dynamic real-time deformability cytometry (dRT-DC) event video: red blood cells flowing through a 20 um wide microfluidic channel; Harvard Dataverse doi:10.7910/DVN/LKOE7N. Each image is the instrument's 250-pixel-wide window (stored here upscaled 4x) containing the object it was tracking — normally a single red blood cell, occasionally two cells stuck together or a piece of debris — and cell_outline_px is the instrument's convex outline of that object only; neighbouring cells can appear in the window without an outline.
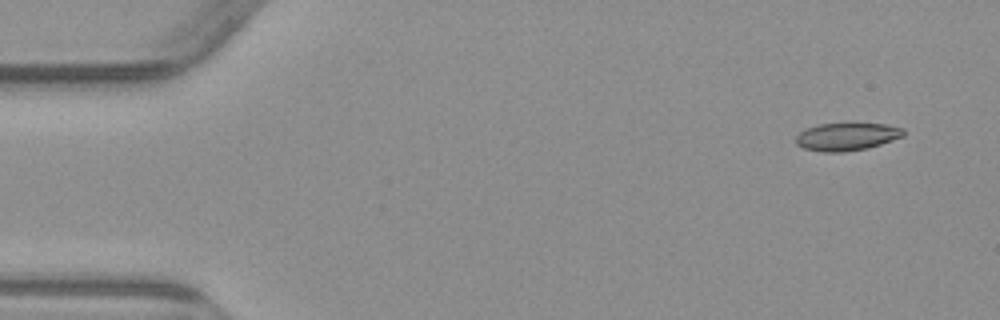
{"species": "common noctule bat (a hibernating species)", "species_latin": "Nyctalus noctula", "temperature_condition": "warm", "stored_images_in_passage": 6, "camera_frame_rate_fps": 3000, "um_per_image_px": 0.085, "animal": {"sex": "male", "body_mass_g": 23.1, "forearm_length_mm": 52.7}, "frame": {"image": 1, "passage_image": 1, "time_ms": 0.0, "image_size_px": [1000, 320], "cell_outline_px": [[904, 136], [868, 148], [844, 152], [824, 152], [804, 148], [796, 144], [796, 136], [800, 132], [808, 128], [820, 124], [884, 124], [904, 128]], "centroid_in_image_um": [71.98, 11.62], "position_along_channel_um": 13.0, "area_um2": 17.17}}
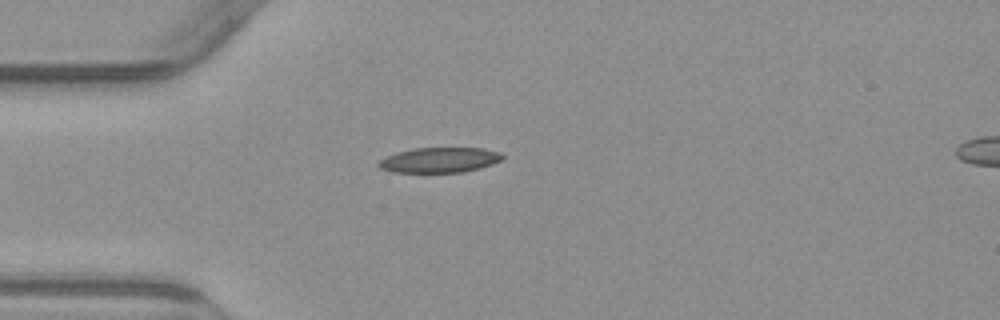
{"frame": {"image": 2, "passage_image": 4, "time_ms": 3.667, "image_size_px": [1000, 320], "cell_outline_px": [[504, 160], [480, 168], [464, 172], [392, 172], [380, 168], [376, 164], [380, 160], [396, 152], [416, 148], [484, 148], [500, 152], [504, 156]], "centroid_in_image_um": [37.4, 13.6], "position_along_channel_um": 47.6, "area_um2": 18.21}}
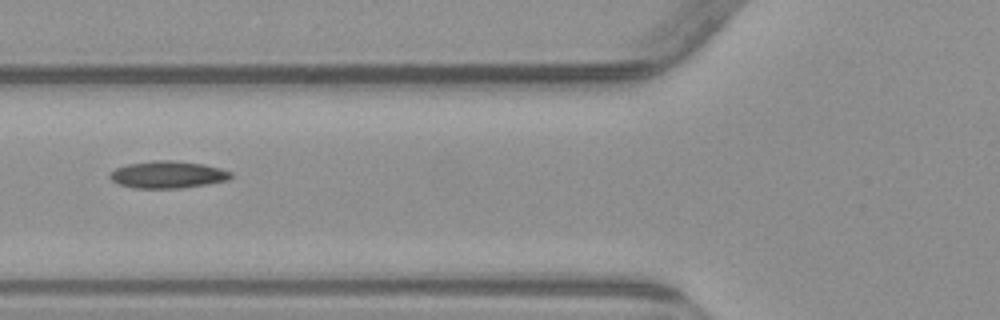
{"frame": {"image": 3, "passage_image": 6, "time_ms": 5.667, "image_size_px": [1000, 320], "cell_outline_px": [[232, 176], [228, 180], [208, 184], [180, 188], [136, 188], [120, 184], [112, 180], [108, 176], [116, 168], [128, 164], [152, 160], [172, 160], [204, 164], [220, 168], [232, 172]], "centroid_in_image_um": [14.29, 14.84], "position_along_channel_um": 111.5, "area_um2": 19.07}}